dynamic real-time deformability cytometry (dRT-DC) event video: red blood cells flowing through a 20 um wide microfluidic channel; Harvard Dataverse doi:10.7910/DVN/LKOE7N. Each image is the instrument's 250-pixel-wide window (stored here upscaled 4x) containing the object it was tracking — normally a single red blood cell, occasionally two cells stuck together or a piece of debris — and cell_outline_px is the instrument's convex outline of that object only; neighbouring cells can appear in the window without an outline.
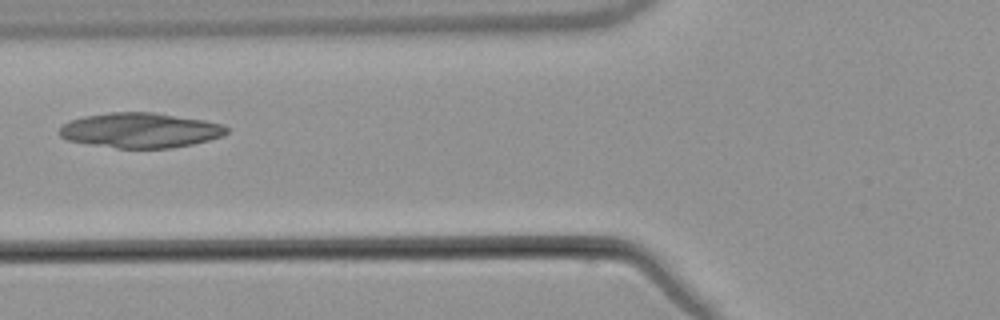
{"species": "common noctule bat (a hibernating species)", "species_latin": "Nyctalus noctula", "temperature_condition": "warm", "stored_images_in_passage": 2, "camera_frame_rate_fps": 3000, "um_per_image_px": 0.085, "animal": {"sex": "male", "body_mass_g": 21.5, "forearm_length_mm": 52.0}, "frame": {"image": 1, "passage_image": 2, "time_ms": 1.333, "image_size_px": [1000, 320], "cell_outline_px": [[228, 132], [224, 136], [192, 144], [172, 148], [116, 148], [88, 144], [68, 140], [60, 136], [56, 132], [68, 120], [84, 116], [108, 112], [156, 112], [204, 120], [224, 124], [228, 128]], "centroid_in_image_um": [11.92, 11.07], "position_along_channel_um": 113.9, "area_um2": 34.45}}